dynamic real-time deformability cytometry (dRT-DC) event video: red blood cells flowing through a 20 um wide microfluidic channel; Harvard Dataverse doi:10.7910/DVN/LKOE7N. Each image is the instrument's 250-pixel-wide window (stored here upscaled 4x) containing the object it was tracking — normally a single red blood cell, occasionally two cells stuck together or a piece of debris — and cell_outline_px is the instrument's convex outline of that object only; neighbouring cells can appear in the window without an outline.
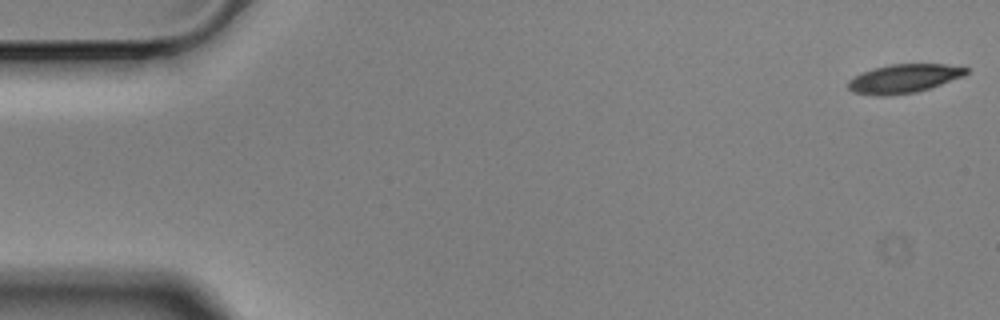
{"species": "Egyptian fruit bat (a non-hibernating species)", "species_latin": "Rousettus aegyptiacus", "temperature_condition": "cold", "stored_images_in_passage": 12, "camera_frame_rate_fps": 3000, "um_per_image_px": 0.085, "animal": {"sex": "male"}, "frame": {"image": 1, "passage_image": 1, "time_ms": 0.0, "image_size_px": [1000, 320], "cell_outline_px": [[968, 72], [964, 76], [916, 92], [888, 96], [876, 96], [852, 92], [848, 88], [848, 80], [860, 72], [872, 68], [892, 64], [944, 64], [968, 68]], "centroid_in_image_um": [76.77, 6.68], "position_along_channel_um": 8.2, "area_um2": 19.83}}